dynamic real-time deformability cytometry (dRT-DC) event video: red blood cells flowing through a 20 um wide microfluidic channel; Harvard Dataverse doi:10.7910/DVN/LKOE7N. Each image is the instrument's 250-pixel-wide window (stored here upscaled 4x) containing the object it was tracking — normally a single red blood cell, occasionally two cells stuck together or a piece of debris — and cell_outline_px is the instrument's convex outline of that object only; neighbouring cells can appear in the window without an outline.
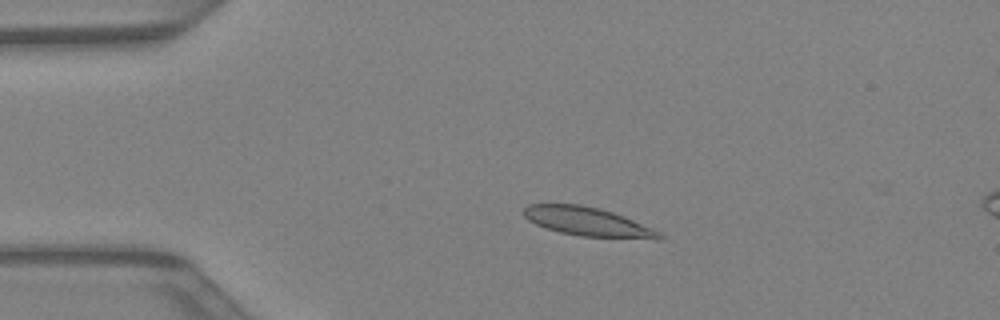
{"species": "Egyptian fruit bat (a non-hibernating species)", "species_latin": "Rousettus aegyptiacus", "temperature_condition": "warm", "stored_images_in_passage": 14, "camera_frame_rate_fps": 3000, "um_per_image_px": 0.085, "animal": {"sex": "female"}, "frame": {"image": 1, "passage_image": 10, "time_ms": 3.0, "image_size_px": [1000, 320], "cell_outline_px": [[664, 240], [656, 240], [580, 236], [560, 232], [544, 228], [528, 220], [524, 216], [524, 208], [528, 204], [580, 204], [600, 208], [624, 216], [652, 228], [660, 232], [664, 236]], "centroid_in_image_um": [50.01, 18.86], "position_along_channel_um": 35.0, "area_um2": 23.06}}